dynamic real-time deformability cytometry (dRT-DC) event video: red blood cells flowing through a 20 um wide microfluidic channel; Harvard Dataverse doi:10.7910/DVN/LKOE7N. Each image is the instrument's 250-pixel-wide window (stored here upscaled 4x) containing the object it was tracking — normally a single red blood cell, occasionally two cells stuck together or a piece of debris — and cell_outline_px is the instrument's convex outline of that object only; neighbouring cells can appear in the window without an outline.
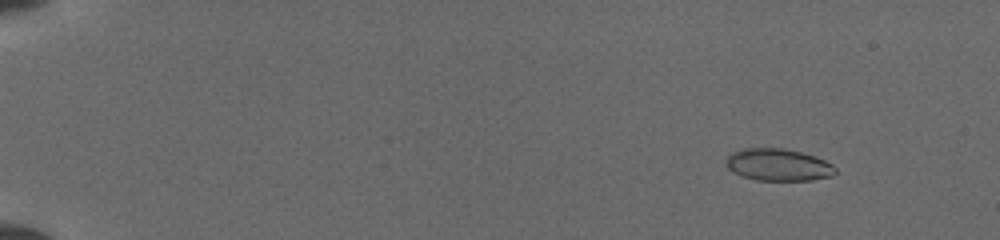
{"species": "common noctule bat (a hibernating species)", "species_latin": "Nyctalus noctula", "temperature_condition": "cold", "stored_images_in_passage": 6, "camera_frame_rate_fps": 3000, "um_per_image_px": 0.085, "animal": {"sex": "female", "body_mass_g": 19.5, "forearm_length_mm": 54.1}, "frame": {"image": 1, "passage_image": 2, "time_ms": 1.0, "image_size_px": [1000, 240], "cell_outline_px": [[836, 172], [832, 176], [812, 180], [756, 180], [744, 176], [728, 168], [728, 156], [732, 152], [744, 148], [784, 148], [800, 152], [824, 160], [832, 164], [836, 168]], "centroid_in_image_um": [66.19, 14.01], "position_along_channel_um": 18.8, "area_um2": 20.11}}
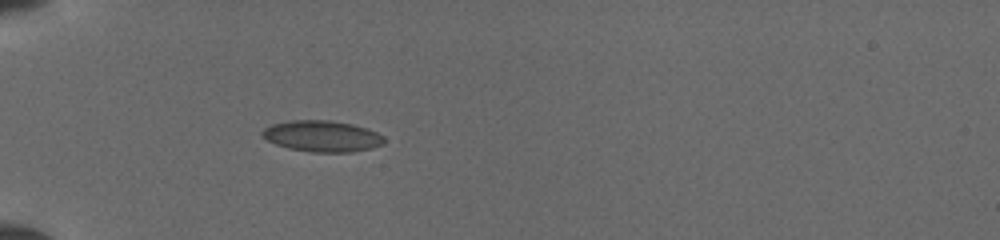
{"frame": {"image": 2, "passage_image": 6, "time_ms": 5.0, "image_size_px": [1000, 240], "cell_outline_px": [[384, 144], [372, 148], [348, 152], [312, 152], [288, 148], [276, 144], [260, 136], [260, 132], [264, 128], [272, 124], [292, 120], [328, 120], [352, 124], [376, 132], [384, 136]], "centroid_in_image_um": [27.35, 11.57], "position_along_channel_um": 57.6, "area_um2": 22.08}}